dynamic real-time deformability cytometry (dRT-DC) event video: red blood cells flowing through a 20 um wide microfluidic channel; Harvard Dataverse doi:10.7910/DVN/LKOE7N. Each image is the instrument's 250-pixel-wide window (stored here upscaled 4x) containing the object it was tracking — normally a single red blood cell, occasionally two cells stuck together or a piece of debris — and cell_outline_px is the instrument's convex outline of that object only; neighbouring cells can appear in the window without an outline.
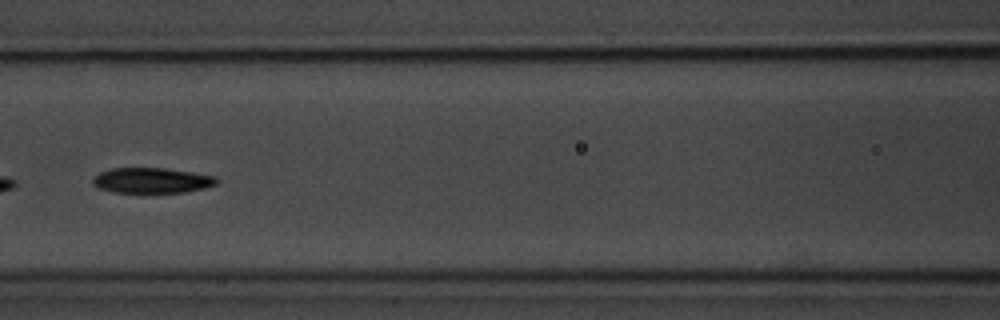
{"species": "common noctule bat (a hibernating species)", "species_latin": "Nyctalus noctula", "temperature_condition": "room temperature", "stored_images_in_passage": 9, "camera_frame_rate_fps": 3000, "um_per_image_px": 0.085, "animal": {"sex": "male", "body_mass_g": 20.1, "forearm_length_mm": 53.5}, "frame": {"image": 1, "passage_image": 7, "time_ms": 7.0, "image_size_px": [1000, 320], "cell_outline_px": [[220, 180], [216, 184], [204, 188], [184, 192], [112, 192], [96, 188], [92, 184], [92, 180], [100, 172], [112, 168], [164, 168], [192, 172], [216, 176]], "centroid_in_image_um": [12.9, 15.33], "position_along_channel_um": 153.7, "area_um2": 18.32}}
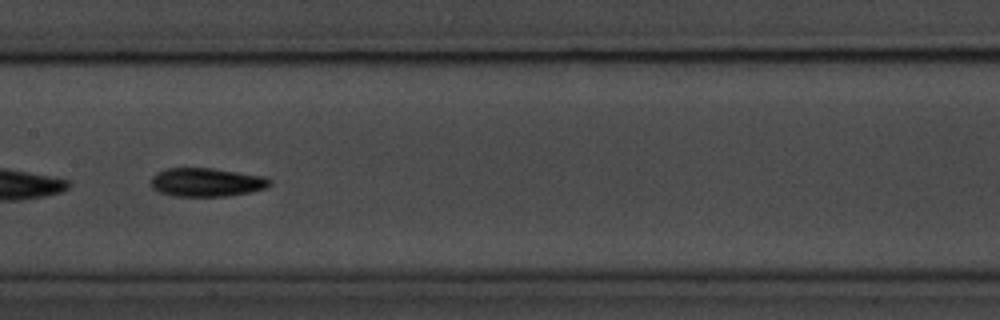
{"frame": {"image": 2, "passage_image": 8, "time_ms": 8.0, "image_size_px": [1000, 320], "cell_outline_px": [[272, 184], [264, 188], [248, 192], [228, 196], [172, 196], [160, 192], [152, 188], [152, 176], [156, 172], [168, 168], [212, 168], [264, 176], [272, 180]], "centroid_in_image_um": [17.55, 15.49], "position_along_channel_um": 189.9, "area_um2": 19.77}}